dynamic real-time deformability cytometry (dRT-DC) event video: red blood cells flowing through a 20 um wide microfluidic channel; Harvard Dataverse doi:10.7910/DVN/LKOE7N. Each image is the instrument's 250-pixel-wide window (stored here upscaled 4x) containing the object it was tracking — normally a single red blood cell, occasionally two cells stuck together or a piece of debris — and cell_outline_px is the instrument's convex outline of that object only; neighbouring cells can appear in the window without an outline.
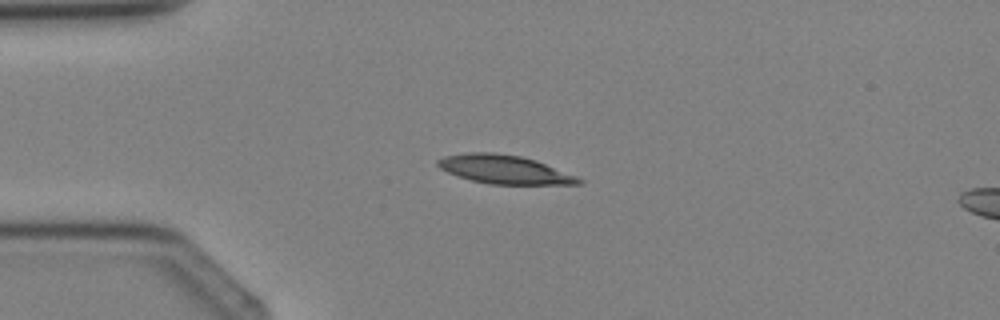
{"species": "Egyptian fruit bat (a non-hibernating species)", "species_latin": "Rousettus aegyptiacus", "temperature_condition": "cold", "stored_images_in_passage": 3, "camera_frame_rate_fps": 3000, "um_per_image_px": 0.085, "animal": {"sex": "female"}, "frame": {"image": 1, "passage_image": 2, "time_ms": 1.333, "image_size_px": [1000, 320], "cell_outline_px": [[584, 180], [580, 184], [488, 184], [472, 180], [448, 172], [440, 168], [436, 164], [436, 160], [444, 156], [464, 152], [496, 152], [520, 156], [536, 160], [576, 176]], "centroid_in_image_um": [42.84, 14.39], "position_along_channel_um": 42.2, "area_um2": 23.41}}